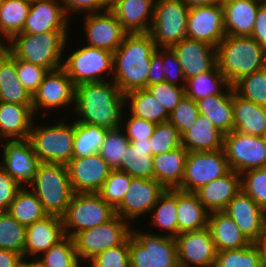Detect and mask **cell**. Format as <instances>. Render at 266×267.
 <instances>
[{
	"mask_svg": "<svg viewBox=\"0 0 266 267\" xmlns=\"http://www.w3.org/2000/svg\"><path fill=\"white\" fill-rule=\"evenodd\" d=\"M74 104V111L80 117L76 122L97 125L106 131L124 125L123 108L128 105L112 80L76 85Z\"/></svg>",
	"mask_w": 266,
	"mask_h": 267,
	"instance_id": "1",
	"label": "cell"
},
{
	"mask_svg": "<svg viewBox=\"0 0 266 267\" xmlns=\"http://www.w3.org/2000/svg\"><path fill=\"white\" fill-rule=\"evenodd\" d=\"M156 49L149 33H128L113 52L111 80L124 95L147 88L151 55Z\"/></svg>",
	"mask_w": 266,
	"mask_h": 267,
	"instance_id": "2",
	"label": "cell"
},
{
	"mask_svg": "<svg viewBox=\"0 0 266 267\" xmlns=\"http://www.w3.org/2000/svg\"><path fill=\"white\" fill-rule=\"evenodd\" d=\"M216 51L218 68L231 86L266 67V49L251 36L226 35Z\"/></svg>",
	"mask_w": 266,
	"mask_h": 267,
	"instance_id": "3",
	"label": "cell"
},
{
	"mask_svg": "<svg viewBox=\"0 0 266 267\" xmlns=\"http://www.w3.org/2000/svg\"><path fill=\"white\" fill-rule=\"evenodd\" d=\"M69 31L16 34L6 46L18 59L53 71L62 67Z\"/></svg>",
	"mask_w": 266,
	"mask_h": 267,
	"instance_id": "4",
	"label": "cell"
},
{
	"mask_svg": "<svg viewBox=\"0 0 266 267\" xmlns=\"http://www.w3.org/2000/svg\"><path fill=\"white\" fill-rule=\"evenodd\" d=\"M28 187L38 197L48 215L59 217L66 213L74 194L67 166L62 164L41 162Z\"/></svg>",
	"mask_w": 266,
	"mask_h": 267,
	"instance_id": "5",
	"label": "cell"
},
{
	"mask_svg": "<svg viewBox=\"0 0 266 267\" xmlns=\"http://www.w3.org/2000/svg\"><path fill=\"white\" fill-rule=\"evenodd\" d=\"M148 232L133 229L132 226L129 237L130 267H179L176 239L165 233Z\"/></svg>",
	"mask_w": 266,
	"mask_h": 267,
	"instance_id": "6",
	"label": "cell"
},
{
	"mask_svg": "<svg viewBox=\"0 0 266 267\" xmlns=\"http://www.w3.org/2000/svg\"><path fill=\"white\" fill-rule=\"evenodd\" d=\"M33 124L28 139L39 160L67 165L73 159L74 121L73 124L59 121L45 127Z\"/></svg>",
	"mask_w": 266,
	"mask_h": 267,
	"instance_id": "7",
	"label": "cell"
},
{
	"mask_svg": "<svg viewBox=\"0 0 266 267\" xmlns=\"http://www.w3.org/2000/svg\"><path fill=\"white\" fill-rule=\"evenodd\" d=\"M115 215V209L97 193H74L62 216L64 234L74 238L84 230L108 222Z\"/></svg>",
	"mask_w": 266,
	"mask_h": 267,
	"instance_id": "8",
	"label": "cell"
},
{
	"mask_svg": "<svg viewBox=\"0 0 266 267\" xmlns=\"http://www.w3.org/2000/svg\"><path fill=\"white\" fill-rule=\"evenodd\" d=\"M130 225L116 214L108 222L78 233L73 238L78 261L90 263L101 252L123 244L131 235Z\"/></svg>",
	"mask_w": 266,
	"mask_h": 267,
	"instance_id": "9",
	"label": "cell"
},
{
	"mask_svg": "<svg viewBox=\"0 0 266 267\" xmlns=\"http://www.w3.org/2000/svg\"><path fill=\"white\" fill-rule=\"evenodd\" d=\"M189 9L182 0H156L149 34L157 48H168L187 38Z\"/></svg>",
	"mask_w": 266,
	"mask_h": 267,
	"instance_id": "10",
	"label": "cell"
},
{
	"mask_svg": "<svg viewBox=\"0 0 266 267\" xmlns=\"http://www.w3.org/2000/svg\"><path fill=\"white\" fill-rule=\"evenodd\" d=\"M72 52L63 59L62 68L75 86L106 81L105 76L113 75V52L87 45Z\"/></svg>",
	"mask_w": 266,
	"mask_h": 267,
	"instance_id": "11",
	"label": "cell"
},
{
	"mask_svg": "<svg viewBox=\"0 0 266 267\" xmlns=\"http://www.w3.org/2000/svg\"><path fill=\"white\" fill-rule=\"evenodd\" d=\"M229 171L230 168L223 149L208 152H188L184 176L178 189L185 192H195L214 179L223 177Z\"/></svg>",
	"mask_w": 266,
	"mask_h": 267,
	"instance_id": "12",
	"label": "cell"
},
{
	"mask_svg": "<svg viewBox=\"0 0 266 267\" xmlns=\"http://www.w3.org/2000/svg\"><path fill=\"white\" fill-rule=\"evenodd\" d=\"M223 150L230 170L239 174L266 167V143L262 137L233 130L224 135Z\"/></svg>",
	"mask_w": 266,
	"mask_h": 267,
	"instance_id": "13",
	"label": "cell"
},
{
	"mask_svg": "<svg viewBox=\"0 0 266 267\" xmlns=\"http://www.w3.org/2000/svg\"><path fill=\"white\" fill-rule=\"evenodd\" d=\"M75 103V85L61 67L48 71L37 91L32 95V109L34 114L42 110L48 114L49 110L62 109Z\"/></svg>",
	"mask_w": 266,
	"mask_h": 267,
	"instance_id": "14",
	"label": "cell"
},
{
	"mask_svg": "<svg viewBox=\"0 0 266 267\" xmlns=\"http://www.w3.org/2000/svg\"><path fill=\"white\" fill-rule=\"evenodd\" d=\"M2 141H5L2 143ZM4 146L0 166L22 187L28 186L41 163L29 139L0 140ZM4 144V145H3Z\"/></svg>",
	"mask_w": 266,
	"mask_h": 267,
	"instance_id": "15",
	"label": "cell"
},
{
	"mask_svg": "<svg viewBox=\"0 0 266 267\" xmlns=\"http://www.w3.org/2000/svg\"><path fill=\"white\" fill-rule=\"evenodd\" d=\"M164 191L165 188L155 179L133 177L122 202L115 208V212L125 221L133 222L135 218L138 220L142 215L151 213Z\"/></svg>",
	"mask_w": 266,
	"mask_h": 267,
	"instance_id": "16",
	"label": "cell"
},
{
	"mask_svg": "<svg viewBox=\"0 0 266 267\" xmlns=\"http://www.w3.org/2000/svg\"><path fill=\"white\" fill-rule=\"evenodd\" d=\"M186 25L187 38L217 47L226 36L222 3L190 8Z\"/></svg>",
	"mask_w": 266,
	"mask_h": 267,
	"instance_id": "17",
	"label": "cell"
},
{
	"mask_svg": "<svg viewBox=\"0 0 266 267\" xmlns=\"http://www.w3.org/2000/svg\"><path fill=\"white\" fill-rule=\"evenodd\" d=\"M175 239L179 267H214L218 251L208 227L183 232Z\"/></svg>",
	"mask_w": 266,
	"mask_h": 267,
	"instance_id": "18",
	"label": "cell"
},
{
	"mask_svg": "<svg viewBox=\"0 0 266 267\" xmlns=\"http://www.w3.org/2000/svg\"><path fill=\"white\" fill-rule=\"evenodd\" d=\"M84 16L87 46L114 52L128 34L110 9L103 12L86 13Z\"/></svg>",
	"mask_w": 266,
	"mask_h": 267,
	"instance_id": "19",
	"label": "cell"
},
{
	"mask_svg": "<svg viewBox=\"0 0 266 267\" xmlns=\"http://www.w3.org/2000/svg\"><path fill=\"white\" fill-rule=\"evenodd\" d=\"M251 242H258L266 234V213L242 189L223 210Z\"/></svg>",
	"mask_w": 266,
	"mask_h": 267,
	"instance_id": "20",
	"label": "cell"
},
{
	"mask_svg": "<svg viewBox=\"0 0 266 267\" xmlns=\"http://www.w3.org/2000/svg\"><path fill=\"white\" fill-rule=\"evenodd\" d=\"M66 166L73 193H97L112 170L99 153L73 158Z\"/></svg>",
	"mask_w": 266,
	"mask_h": 267,
	"instance_id": "21",
	"label": "cell"
},
{
	"mask_svg": "<svg viewBox=\"0 0 266 267\" xmlns=\"http://www.w3.org/2000/svg\"><path fill=\"white\" fill-rule=\"evenodd\" d=\"M71 19L58 0H31L22 33L68 31Z\"/></svg>",
	"mask_w": 266,
	"mask_h": 267,
	"instance_id": "22",
	"label": "cell"
},
{
	"mask_svg": "<svg viewBox=\"0 0 266 267\" xmlns=\"http://www.w3.org/2000/svg\"><path fill=\"white\" fill-rule=\"evenodd\" d=\"M177 55L186 80L212 70L217 65V51L207 43L184 38L170 47Z\"/></svg>",
	"mask_w": 266,
	"mask_h": 267,
	"instance_id": "23",
	"label": "cell"
},
{
	"mask_svg": "<svg viewBox=\"0 0 266 267\" xmlns=\"http://www.w3.org/2000/svg\"><path fill=\"white\" fill-rule=\"evenodd\" d=\"M64 236L62 217L56 215H47L43 219L26 226L24 260H34Z\"/></svg>",
	"mask_w": 266,
	"mask_h": 267,
	"instance_id": "24",
	"label": "cell"
},
{
	"mask_svg": "<svg viewBox=\"0 0 266 267\" xmlns=\"http://www.w3.org/2000/svg\"><path fill=\"white\" fill-rule=\"evenodd\" d=\"M155 2L156 0H110V10L128 33H149Z\"/></svg>",
	"mask_w": 266,
	"mask_h": 267,
	"instance_id": "25",
	"label": "cell"
},
{
	"mask_svg": "<svg viewBox=\"0 0 266 267\" xmlns=\"http://www.w3.org/2000/svg\"><path fill=\"white\" fill-rule=\"evenodd\" d=\"M241 191V174L230 170L221 178L214 179L194 193L211 213L223 211L232 198Z\"/></svg>",
	"mask_w": 266,
	"mask_h": 267,
	"instance_id": "26",
	"label": "cell"
},
{
	"mask_svg": "<svg viewBox=\"0 0 266 267\" xmlns=\"http://www.w3.org/2000/svg\"><path fill=\"white\" fill-rule=\"evenodd\" d=\"M264 0H221L226 35L251 36L256 15Z\"/></svg>",
	"mask_w": 266,
	"mask_h": 267,
	"instance_id": "27",
	"label": "cell"
},
{
	"mask_svg": "<svg viewBox=\"0 0 266 267\" xmlns=\"http://www.w3.org/2000/svg\"><path fill=\"white\" fill-rule=\"evenodd\" d=\"M35 116L32 105L0 101V140L28 139Z\"/></svg>",
	"mask_w": 266,
	"mask_h": 267,
	"instance_id": "28",
	"label": "cell"
},
{
	"mask_svg": "<svg viewBox=\"0 0 266 267\" xmlns=\"http://www.w3.org/2000/svg\"><path fill=\"white\" fill-rule=\"evenodd\" d=\"M207 227L218 252L241 249L251 244L234 220L223 211L211 212Z\"/></svg>",
	"mask_w": 266,
	"mask_h": 267,
	"instance_id": "29",
	"label": "cell"
},
{
	"mask_svg": "<svg viewBox=\"0 0 266 267\" xmlns=\"http://www.w3.org/2000/svg\"><path fill=\"white\" fill-rule=\"evenodd\" d=\"M188 151L181 145L153 156L154 179L165 189H178L184 176Z\"/></svg>",
	"mask_w": 266,
	"mask_h": 267,
	"instance_id": "30",
	"label": "cell"
},
{
	"mask_svg": "<svg viewBox=\"0 0 266 267\" xmlns=\"http://www.w3.org/2000/svg\"><path fill=\"white\" fill-rule=\"evenodd\" d=\"M234 130L262 137L266 129V107L245 99L233 89Z\"/></svg>",
	"mask_w": 266,
	"mask_h": 267,
	"instance_id": "31",
	"label": "cell"
},
{
	"mask_svg": "<svg viewBox=\"0 0 266 267\" xmlns=\"http://www.w3.org/2000/svg\"><path fill=\"white\" fill-rule=\"evenodd\" d=\"M224 134L204 115L199 114L192 128L181 136V144L188 151H217L223 149Z\"/></svg>",
	"mask_w": 266,
	"mask_h": 267,
	"instance_id": "32",
	"label": "cell"
},
{
	"mask_svg": "<svg viewBox=\"0 0 266 267\" xmlns=\"http://www.w3.org/2000/svg\"><path fill=\"white\" fill-rule=\"evenodd\" d=\"M200 114L206 116L224 135L234 130L233 87L225 94L212 95L196 101Z\"/></svg>",
	"mask_w": 266,
	"mask_h": 267,
	"instance_id": "33",
	"label": "cell"
},
{
	"mask_svg": "<svg viewBox=\"0 0 266 267\" xmlns=\"http://www.w3.org/2000/svg\"><path fill=\"white\" fill-rule=\"evenodd\" d=\"M209 214L194 192L177 189L178 235L206 228Z\"/></svg>",
	"mask_w": 266,
	"mask_h": 267,
	"instance_id": "34",
	"label": "cell"
},
{
	"mask_svg": "<svg viewBox=\"0 0 266 267\" xmlns=\"http://www.w3.org/2000/svg\"><path fill=\"white\" fill-rule=\"evenodd\" d=\"M0 101L19 105H32V95L17 76L15 56L8 50L0 60Z\"/></svg>",
	"mask_w": 266,
	"mask_h": 267,
	"instance_id": "35",
	"label": "cell"
},
{
	"mask_svg": "<svg viewBox=\"0 0 266 267\" xmlns=\"http://www.w3.org/2000/svg\"><path fill=\"white\" fill-rule=\"evenodd\" d=\"M124 159L118 168L134 178L154 179L150 140L129 141Z\"/></svg>",
	"mask_w": 266,
	"mask_h": 267,
	"instance_id": "36",
	"label": "cell"
},
{
	"mask_svg": "<svg viewBox=\"0 0 266 267\" xmlns=\"http://www.w3.org/2000/svg\"><path fill=\"white\" fill-rule=\"evenodd\" d=\"M30 7L31 0H0V36L6 39L1 44L22 33Z\"/></svg>",
	"mask_w": 266,
	"mask_h": 267,
	"instance_id": "37",
	"label": "cell"
},
{
	"mask_svg": "<svg viewBox=\"0 0 266 267\" xmlns=\"http://www.w3.org/2000/svg\"><path fill=\"white\" fill-rule=\"evenodd\" d=\"M231 87L219 70L218 65H216L212 70L186 80L184 89L185 96L192 98L196 102L212 95L225 94L226 91L224 92L223 89L226 90Z\"/></svg>",
	"mask_w": 266,
	"mask_h": 267,
	"instance_id": "38",
	"label": "cell"
},
{
	"mask_svg": "<svg viewBox=\"0 0 266 267\" xmlns=\"http://www.w3.org/2000/svg\"><path fill=\"white\" fill-rule=\"evenodd\" d=\"M125 98L132 115L155 124L168 121L169 113L147 88L127 93Z\"/></svg>",
	"mask_w": 266,
	"mask_h": 267,
	"instance_id": "39",
	"label": "cell"
},
{
	"mask_svg": "<svg viewBox=\"0 0 266 267\" xmlns=\"http://www.w3.org/2000/svg\"><path fill=\"white\" fill-rule=\"evenodd\" d=\"M151 224L155 228L163 229L166 236H178L177 222V189H165L152 208Z\"/></svg>",
	"mask_w": 266,
	"mask_h": 267,
	"instance_id": "40",
	"label": "cell"
},
{
	"mask_svg": "<svg viewBox=\"0 0 266 267\" xmlns=\"http://www.w3.org/2000/svg\"><path fill=\"white\" fill-rule=\"evenodd\" d=\"M20 224L28 226L37 222L48 214L44 211L42 204L35 193L27 186L21 187L10 204L7 211Z\"/></svg>",
	"mask_w": 266,
	"mask_h": 267,
	"instance_id": "41",
	"label": "cell"
},
{
	"mask_svg": "<svg viewBox=\"0 0 266 267\" xmlns=\"http://www.w3.org/2000/svg\"><path fill=\"white\" fill-rule=\"evenodd\" d=\"M106 133V130L97 125L74 120L73 158L98 154Z\"/></svg>",
	"mask_w": 266,
	"mask_h": 267,
	"instance_id": "42",
	"label": "cell"
},
{
	"mask_svg": "<svg viewBox=\"0 0 266 267\" xmlns=\"http://www.w3.org/2000/svg\"><path fill=\"white\" fill-rule=\"evenodd\" d=\"M40 255L33 260L40 267H80L83 265L78 261L73 238L66 235Z\"/></svg>",
	"mask_w": 266,
	"mask_h": 267,
	"instance_id": "43",
	"label": "cell"
},
{
	"mask_svg": "<svg viewBox=\"0 0 266 267\" xmlns=\"http://www.w3.org/2000/svg\"><path fill=\"white\" fill-rule=\"evenodd\" d=\"M26 226L8 212H0V249L19 253L24 258Z\"/></svg>",
	"mask_w": 266,
	"mask_h": 267,
	"instance_id": "44",
	"label": "cell"
},
{
	"mask_svg": "<svg viewBox=\"0 0 266 267\" xmlns=\"http://www.w3.org/2000/svg\"><path fill=\"white\" fill-rule=\"evenodd\" d=\"M232 87L241 97L266 107V67L243 76Z\"/></svg>",
	"mask_w": 266,
	"mask_h": 267,
	"instance_id": "45",
	"label": "cell"
},
{
	"mask_svg": "<svg viewBox=\"0 0 266 267\" xmlns=\"http://www.w3.org/2000/svg\"><path fill=\"white\" fill-rule=\"evenodd\" d=\"M214 267H262L260 251L256 243L241 249L217 252Z\"/></svg>",
	"mask_w": 266,
	"mask_h": 267,
	"instance_id": "46",
	"label": "cell"
},
{
	"mask_svg": "<svg viewBox=\"0 0 266 267\" xmlns=\"http://www.w3.org/2000/svg\"><path fill=\"white\" fill-rule=\"evenodd\" d=\"M129 143L124 131L122 133V127L109 130L100 147L99 154L112 169H118Z\"/></svg>",
	"mask_w": 266,
	"mask_h": 267,
	"instance_id": "47",
	"label": "cell"
},
{
	"mask_svg": "<svg viewBox=\"0 0 266 267\" xmlns=\"http://www.w3.org/2000/svg\"><path fill=\"white\" fill-rule=\"evenodd\" d=\"M132 178L124 171L112 169L97 194L115 209L122 202Z\"/></svg>",
	"mask_w": 266,
	"mask_h": 267,
	"instance_id": "48",
	"label": "cell"
},
{
	"mask_svg": "<svg viewBox=\"0 0 266 267\" xmlns=\"http://www.w3.org/2000/svg\"><path fill=\"white\" fill-rule=\"evenodd\" d=\"M152 155L170 152L181 146V136L169 121L158 123L150 137Z\"/></svg>",
	"mask_w": 266,
	"mask_h": 267,
	"instance_id": "49",
	"label": "cell"
},
{
	"mask_svg": "<svg viewBox=\"0 0 266 267\" xmlns=\"http://www.w3.org/2000/svg\"><path fill=\"white\" fill-rule=\"evenodd\" d=\"M241 189L266 213V167L243 172Z\"/></svg>",
	"mask_w": 266,
	"mask_h": 267,
	"instance_id": "50",
	"label": "cell"
},
{
	"mask_svg": "<svg viewBox=\"0 0 266 267\" xmlns=\"http://www.w3.org/2000/svg\"><path fill=\"white\" fill-rule=\"evenodd\" d=\"M200 112L197 103L187 96L169 114L168 121L178 130L180 136L193 127Z\"/></svg>",
	"mask_w": 266,
	"mask_h": 267,
	"instance_id": "51",
	"label": "cell"
},
{
	"mask_svg": "<svg viewBox=\"0 0 266 267\" xmlns=\"http://www.w3.org/2000/svg\"><path fill=\"white\" fill-rule=\"evenodd\" d=\"M88 265L90 267H130L129 238L123 244L101 252Z\"/></svg>",
	"mask_w": 266,
	"mask_h": 267,
	"instance_id": "52",
	"label": "cell"
},
{
	"mask_svg": "<svg viewBox=\"0 0 266 267\" xmlns=\"http://www.w3.org/2000/svg\"><path fill=\"white\" fill-rule=\"evenodd\" d=\"M147 89L169 114L185 96L184 87L170 84L168 82L149 85L147 86Z\"/></svg>",
	"mask_w": 266,
	"mask_h": 267,
	"instance_id": "53",
	"label": "cell"
},
{
	"mask_svg": "<svg viewBox=\"0 0 266 267\" xmlns=\"http://www.w3.org/2000/svg\"><path fill=\"white\" fill-rule=\"evenodd\" d=\"M17 76L22 85L33 95L48 70L15 57Z\"/></svg>",
	"mask_w": 266,
	"mask_h": 267,
	"instance_id": "54",
	"label": "cell"
},
{
	"mask_svg": "<svg viewBox=\"0 0 266 267\" xmlns=\"http://www.w3.org/2000/svg\"><path fill=\"white\" fill-rule=\"evenodd\" d=\"M128 119L123 126L124 133L129 141L150 140L157 124L134 116L128 115Z\"/></svg>",
	"mask_w": 266,
	"mask_h": 267,
	"instance_id": "55",
	"label": "cell"
},
{
	"mask_svg": "<svg viewBox=\"0 0 266 267\" xmlns=\"http://www.w3.org/2000/svg\"><path fill=\"white\" fill-rule=\"evenodd\" d=\"M163 69L165 82L185 87L186 79L183 74L182 66L177 59V55L170 47L163 48Z\"/></svg>",
	"mask_w": 266,
	"mask_h": 267,
	"instance_id": "56",
	"label": "cell"
},
{
	"mask_svg": "<svg viewBox=\"0 0 266 267\" xmlns=\"http://www.w3.org/2000/svg\"><path fill=\"white\" fill-rule=\"evenodd\" d=\"M67 16L70 18L73 15L72 12H86L87 13H95V12H103L110 9V0H58ZM71 13V14H70Z\"/></svg>",
	"mask_w": 266,
	"mask_h": 267,
	"instance_id": "57",
	"label": "cell"
},
{
	"mask_svg": "<svg viewBox=\"0 0 266 267\" xmlns=\"http://www.w3.org/2000/svg\"><path fill=\"white\" fill-rule=\"evenodd\" d=\"M20 186L1 166H0V212H7L10 204L14 200Z\"/></svg>",
	"mask_w": 266,
	"mask_h": 267,
	"instance_id": "58",
	"label": "cell"
},
{
	"mask_svg": "<svg viewBox=\"0 0 266 267\" xmlns=\"http://www.w3.org/2000/svg\"><path fill=\"white\" fill-rule=\"evenodd\" d=\"M165 82L163 69V48H157L151 55L150 70L148 74V86Z\"/></svg>",
	"mask_w": 266,
	"mask_h": 267,
	"instance_id": "59",
	"label": "cell"
},
{
	"mask_svg": "<svg viewBox=\"0 0 266 267\" xmlns=\"http://www.w3.org/2000/svg\"><path fill=\"white\" fill-rule=\"evenodd\" d=\"M251 37L266 49V0L258 8Z\"/></svg>",
	"mask_w": 266,
	"mask_h": 267,
	"instance_id": "60",
	"label": "cell"
},
{
	"mask_svg": "<svg viewBox=\"0 0 266 267\" xmlns=\"http://www.w3.org/2000/svg\"><path fill=\"white\" fill-rule=\"evenodd\" d=\"M24 262L21 254L0 249V267H21Z\"/></svg>",
	"mask_w": 266,
	"mask_h": 267,
	"instance_id": "61",
	"label": "cell"
},
{
	"mask_svg": "<svg viewBox=\"0 0 266 267\" xmlns=\"http://www.w3.org/2000/svg\"><path fill=\"white\" fill-rule=\"evenodd\" d=\"M189 8L198 6H209L220 3L221 0H182Z\"/></svg>",
	"mask_w": 266,
	"mask_h": 267,
	"instance_id": "62",
	"label": "cell"
},
{
	"mask_svg": "<svg viewBox=\"0 0 266 267\" xmlns=\"http://www.w3.org/2000/svg\"><path fill=\"white\" fill-rule=\"evenodd\" d=\"M256 245L260 251L262 267H266V234L256 242Z\"/></svg>",
	"mask_w": 266,
	"mask_h": 267,
	"instance_id": "63",
	"label": "cell"
},
{
	"mask_svg": "<svg viewBox=\"0 0 266 267\" xmlns=\"http://www.w3.org/2000/svg\"><path fill=\"white\" fill-rule=\"evenodd\" d=\"M7 54V46L6 44H2L0 46V60Z\"/></svg>",
	"mask_w": 266,
	"mask_h": 267,
	"instance_id": "64",
	"label": "cell"
},
{
	"mask_svg": "<svg viewBox=\"0 0 266 267\" xmlns=\"http://www.w3.org/2000/svg\"><path fill=\"white\" fill-rule=\"evenodd\" d=\"M21 267H40V266H38L34 261L27 260L21 265Z\"/></svg>",
	"mask_w": 266,
	"mask_h": 267,
	"instance_id": "65",
	"label": "cell"
},
{
	"mask_svg": "<svg viewBox=\"0 0 266 267\" xmlns=\"http://www.w3.org/2000/svg\"><path fill=\"white\" fill-rule=\"evenodd\" d=\"M263 141L266 143V129L264 130V133L262 135Z\"/></svg>",
	"mask_w": 266,
	"mask_h": 267,
	"instance_id": "66",
	"label": "cell"
}]
</instances>
